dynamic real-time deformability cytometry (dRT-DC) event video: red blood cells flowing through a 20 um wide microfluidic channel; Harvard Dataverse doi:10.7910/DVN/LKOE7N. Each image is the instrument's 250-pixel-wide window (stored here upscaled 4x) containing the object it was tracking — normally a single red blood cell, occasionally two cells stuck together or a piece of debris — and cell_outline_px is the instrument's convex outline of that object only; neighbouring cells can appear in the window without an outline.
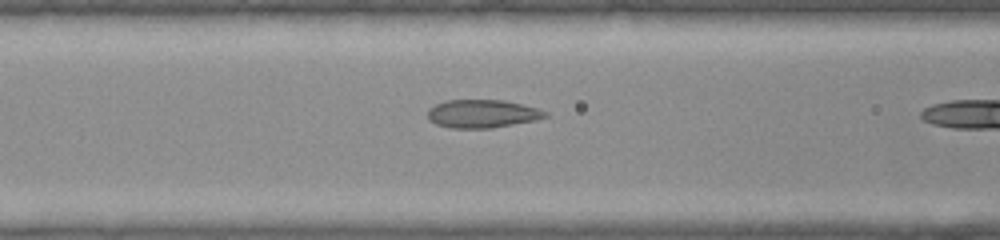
{"species": "common noctule bat (a hibernating species)", "species_latin": "Nyctalus noctula", "temperature_condition": "warm", "stored_images_in_passage": 23, "camera_frame_rate_fps": 3000, "um_per_image_px": 0.085, "animal": {"sex": "female", "body_mass_g": 22.0, "forearm_length_mm": 56.7}, "frame": {"image": 1, "passage_image": 7, "time_ms": 2.0, "image_size_px": [1000, 240], "cell_outline_px": [[548, 116], [536, 120], [488, 128], [452, 128], [436, 124], [428, 120], [428, 108], [436, 104], [448, 100], [504, 100], [536, 108], [548, 112]], "centroid_in_image_um": [40.97, 9.66], "position_along_channel_um": 125.6, "area_um2": 19.13}}
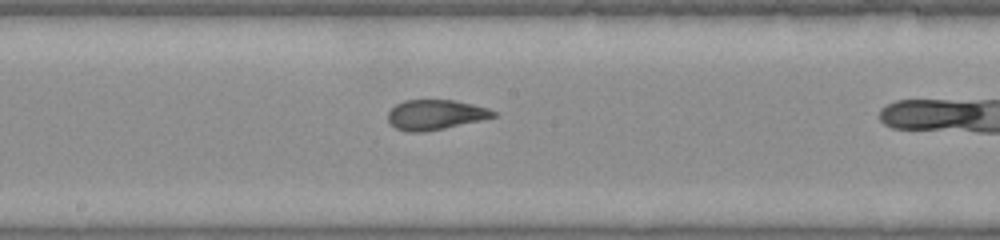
{"frame": {"image": 2, "passage_image": 12, "time_ms": 3.667, "image_size_px": [1000, 240], "cell_outline_px": [[496, 116], [480, 120], [444, 128], [424, 132], [408, 132], [396, 128], [388, 120], [388, 112], [396, 104], [404, 100], [456, 100], [488, 108], [496, 112]], "centroid_in_image_um": [36.99, 9.74], "position_along_channel_um": 211.2, "area_um2": 18.26}}
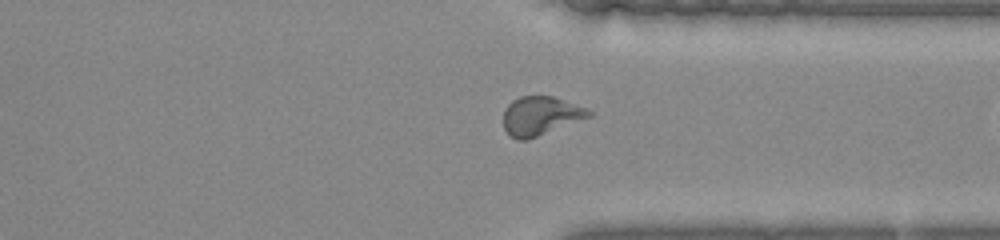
{"frame": {"image": 3, "passage_image": 21, "time_ms": 6.667, "image_size_px": [1000, 240], "cell_outline_px": [[592, 116], [528, 140], [516, 140], [504, 128], [504, 108], [512, 100], [520, 96], [552, 96], [588, 108], [592, 112]], "centroid_in_image_um": [45.95, 9.84], "position_along_channel_um": 365.4, "area_um2": 19.36}}